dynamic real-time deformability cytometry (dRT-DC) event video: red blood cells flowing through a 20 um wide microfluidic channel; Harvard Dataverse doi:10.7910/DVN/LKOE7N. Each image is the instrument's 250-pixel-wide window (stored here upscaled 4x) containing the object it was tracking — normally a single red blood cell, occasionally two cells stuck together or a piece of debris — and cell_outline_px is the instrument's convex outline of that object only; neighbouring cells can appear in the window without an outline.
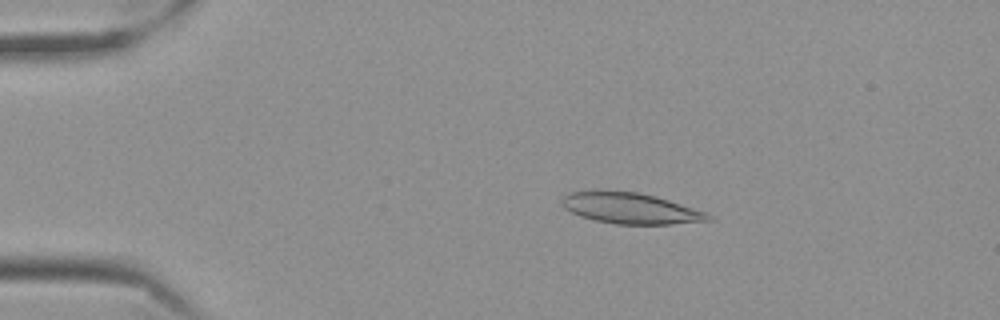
{"species": "Egyptian fruit bat (a non-hibernating species)", "species_latin": "Rousettus aegyptiacus", "temperature_condition": "cold", "stored_images_in_passage": 56, "camera_frame_rate_fps": 3000, "um_per_image_px": 0.085, "frame": {"image": 1, "passage_image": 10, "time_ms": 3.0, "image_size_px": [1000, 320], "cell_outline_px": [[712, 220], [672, 224], [616, 224], [596, 220], [580, 216], [564, 208], [560, 204], [560, 200], [564, 196], [572, 192], [636, 192], [656, 196], [704, 212], [712, 216]], "centroid_in_image_um": [53.58, 17.72], "position_along_channel_um": 31.4, "area_um2": 25.66}}
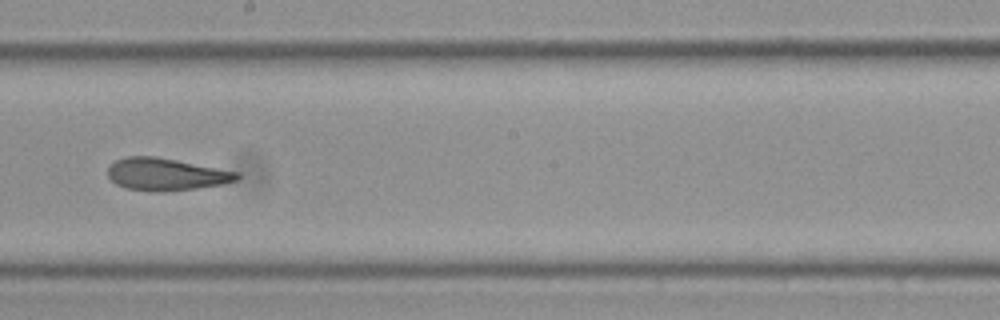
{"frame": {"image": 2, "passage_image": 32, "time_ms": 10.333, "image_size_px": [1000, 320], "cell_outline_px": [[240, 180], [220, 184], [196, 188], [164, 192], [156, 192], [124, 188], [116, 184], [108, 176], [108, 168], [116, 160], [124, 156], [156, 156], [240, 172]], "centroid_in_image_um": [14.12, 14.81], "position_along_channel_um": 234.1, "area_um2": 24.45}}
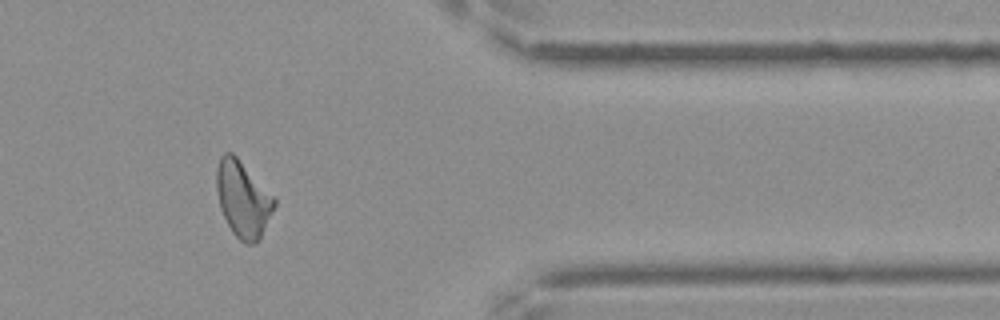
{"frame": {"image": 3, "passage_image": 47, "time_ms": 15.333, "image_size_px": [1000, 320], "cell_outline_px": [[276, 204], [260, 240], [256, 244], [244, 244], [232, 232], [220, 208], [216, 188], [216, 172], [220, 156], [224, 152], [232, 152], [236, 156], [276, 200]], "centroid_in_image_um": [20.64, 16.96], "position_along_channel_um": 390.8, "area_um2": 25.37}, "authors_computed_cell_mechanics": {"area_um2": 25.5187, "velocity_mm_per_s": 3.5064, "shape_relaxation_time_tau1_ms": null, "shape_relaxation_time_tau2_ms": 3.6898, "deformation_change_tau1": null, "deformation_change_tau2": 0.1255}}